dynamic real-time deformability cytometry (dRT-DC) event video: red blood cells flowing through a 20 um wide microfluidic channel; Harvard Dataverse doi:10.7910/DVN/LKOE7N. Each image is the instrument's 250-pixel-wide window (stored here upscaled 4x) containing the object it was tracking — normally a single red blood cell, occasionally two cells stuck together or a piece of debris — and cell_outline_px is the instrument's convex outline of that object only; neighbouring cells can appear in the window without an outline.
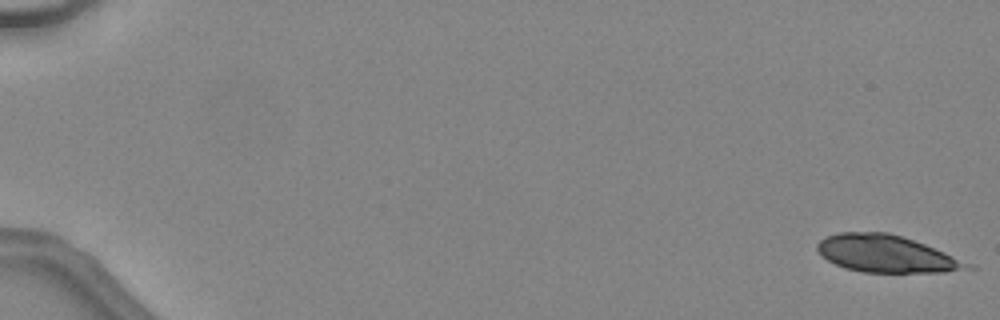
{"species": "common noctule bat (a hibernating species)", "species_latin": "Nyctalus noctula", "temperature_condition": "warm", "stored_images_in_passage": 4, "camera_frame_rate_fps": 3000, "um_per_image_px": 0.085, "animal": {"sex": "female", "body_mass_g": 24.6, "forearm_length_mm": 56.2}, "frame": {"image": 1, "passage_image": 1, "time_ms": 0.0, "image_size_px": [1000, 320], "cell_outline_px": [[976, 268], [944, 272], [864, 272], [844, 268], [820, 256], [816, 248], [816, 244], [824, 236], [840, 232], [888, 232], [924, 244], [976, 264]], "centroid_in_image_um": [75.35, 21.58], "position_along_channel_um": 9.7, "area_um2": 32.66}}